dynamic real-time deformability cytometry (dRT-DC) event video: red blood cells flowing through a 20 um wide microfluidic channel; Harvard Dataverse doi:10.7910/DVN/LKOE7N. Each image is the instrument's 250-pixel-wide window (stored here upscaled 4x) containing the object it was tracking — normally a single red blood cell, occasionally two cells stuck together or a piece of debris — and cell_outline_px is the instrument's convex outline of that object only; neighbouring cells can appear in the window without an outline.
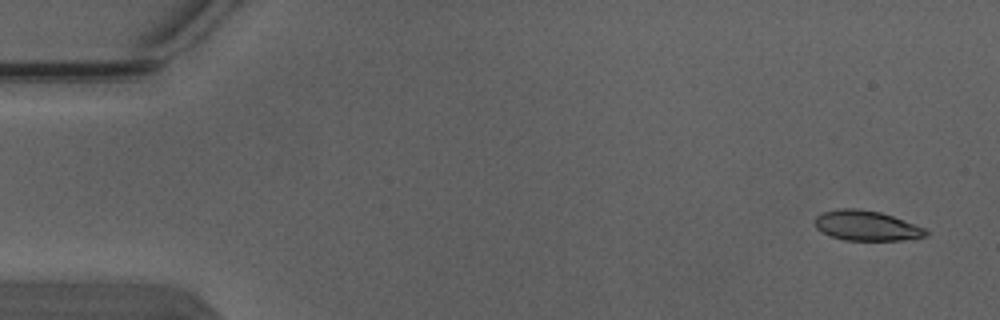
{"species": "Egyptian fruit bat (a non-hibernating species)", "species_latin": "Rousettus aegyptiacus", "temperature_condition": "warm", "stored_images_in_passage": 4, "camera_frame_rate_fps": 3000, "um_per_image_px": 0.085, "animal": {"sex": "male"}, "frame": {"image": 1, "passage_image": 1, "time_ms": 0.0, "image_size_px": [1000, 320], "cell_outline_px": [[928, 236], [900, 240], [844, 240], [820, 232], [816, 228], [816, 216], [824, 212], [840, 208], [856, 208], [880, 212], [928, 228]], "centroid_in_image_um": [73.68, 19.18], "position_along_channel_um": 11.3, "area_um2": 19.42}}